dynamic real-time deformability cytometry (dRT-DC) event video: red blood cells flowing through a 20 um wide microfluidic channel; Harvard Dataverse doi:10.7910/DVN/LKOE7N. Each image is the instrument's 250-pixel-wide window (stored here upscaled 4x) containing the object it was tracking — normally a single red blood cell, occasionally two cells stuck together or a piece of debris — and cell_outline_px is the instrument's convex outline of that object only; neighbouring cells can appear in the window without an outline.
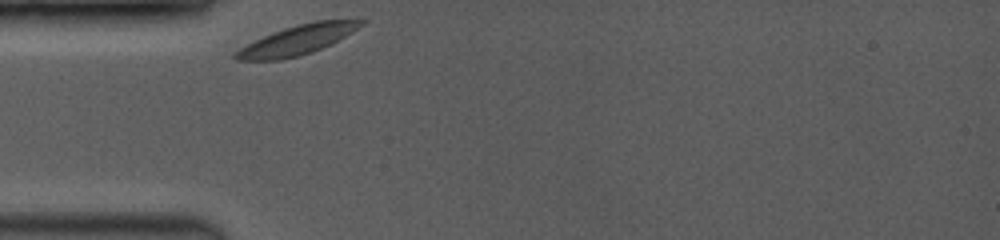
{"species": "common noctule bat (a hibernating species)", "species_latin": "Nyctalus noctula", "temperature_condition": "room temperature", "stored_images_in_passage": 16, "camera_frame_rate_fps": 3500, "um_per_image_px": 0.085, "animal": {"sex": "female", "body_mass_g": 19.0, "forearm_length_mm": 53.3}, "frame": {"image": 1, "passage_image": 1, "time_ms": 0.0, "image_size_px": [1000, 240], "cell_outline_px": [[364, 24], [344, 36], [312, 52], [280, 60], [236, 60], [232, 56], [232, 52], [272, 32], [284, 28], [316, 20], [364, 16]], "centroid_in_image_um": [25.34, 3.35], "position_along_channel_um": 59.7, "area_um2": 21.68}}
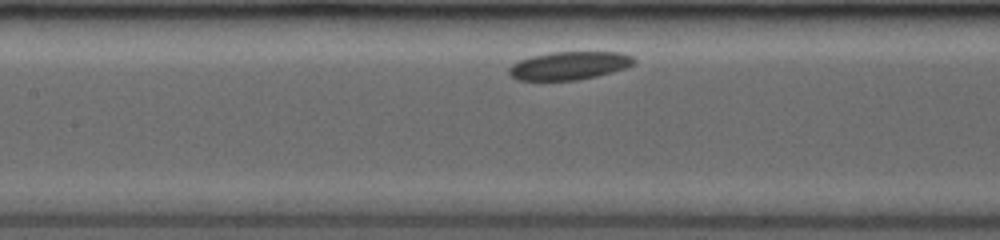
{"frame": {"image": 2, "passage_image": 11, "time_ms": 2.857, "image_size_px": [1000, 240], "cell_outline_px": [[636, 64], [612, 72], [596, 76], [576, 80], [516, 80], [508, 72], [508, 68], [512, 64], [520, 60], [532, 56], [552, 52], [620, 52], [632, 56], [636, 60]], "centroid_in_image_um": [48.4, 5.57], "position_along_channel_um": 159.0, "area_um2": 20.46}}
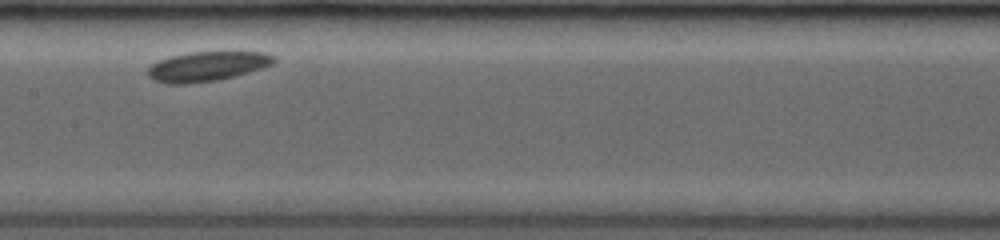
{"frame": {"image": 3, "passage_image": 15, "time_ms": 3.714, "image_size_px": [1000, 240], "cell_outline_px": [[276, 60], [272, 64], [248, 72], [216, 80], [184, 84], [168, 84], [152, 80], [148, 76], [148, 68], [152, 64], [160, 60], [172, 56], [192, 52], [264, 52], [276, 56]], "centroid_in_image_um": [17.59, 5.64], "position_along_channel_um": 189.8, "area_um2": 21.5}}